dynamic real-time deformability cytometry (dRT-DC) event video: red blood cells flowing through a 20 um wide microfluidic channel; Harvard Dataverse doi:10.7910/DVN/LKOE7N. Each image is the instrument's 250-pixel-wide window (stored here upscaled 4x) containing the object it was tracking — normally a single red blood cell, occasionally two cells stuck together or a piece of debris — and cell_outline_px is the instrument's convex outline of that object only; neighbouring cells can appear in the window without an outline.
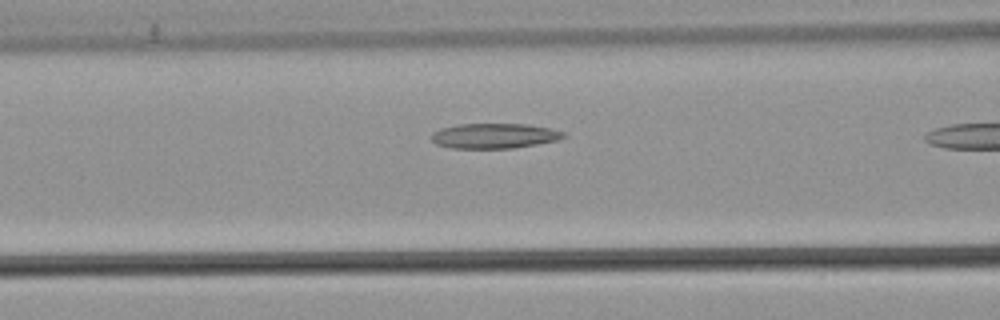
{"species": "common noctule bat (a hibernating species)", "species_latin": "Nyctalus noctula", "temperature_condition": "warm", "stored_images_in_passage": 7, "camera_frame_rate_fps": 3000, "um_per_image_px": 0.085, "animal": {"sex": "male", "body_mass_g": 21.5, "forearm_length_mm": 52.0}, "frame": {"image": 1, "passage_image": 6, "time_ms": 1.667, "image_size_px": [1000, 320], "cell_outline_px": [[568, 136], [560, 140], [512, 148], [452, 148], [436, 144], [432, 140], [432, 132], [440, 128], [460, 124], [528, 124], [548, 128], [564, 132]], "centroid_in_image_um": [42.03, 11.54], "position_along_channel_um": 124.6, "area_um2": 19.31}}